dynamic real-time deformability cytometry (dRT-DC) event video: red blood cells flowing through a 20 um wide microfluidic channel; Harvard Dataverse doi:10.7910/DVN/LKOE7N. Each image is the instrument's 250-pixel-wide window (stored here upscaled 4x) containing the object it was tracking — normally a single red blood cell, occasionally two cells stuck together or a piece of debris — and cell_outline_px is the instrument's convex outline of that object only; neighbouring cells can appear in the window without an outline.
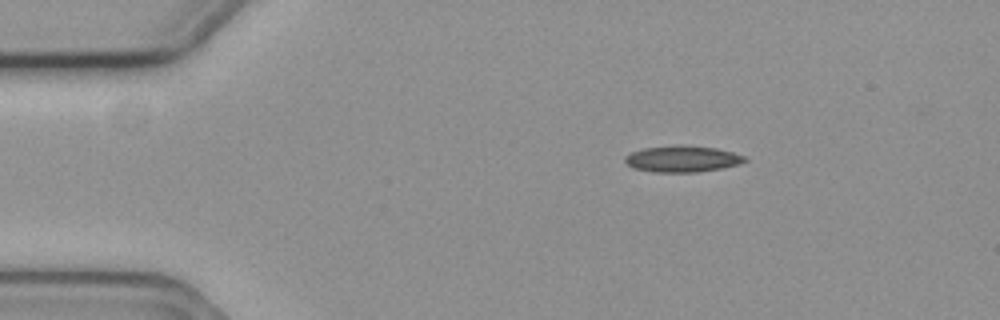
{"species": "common noctule bat (a hibernating species)", "species_latin": "Nyctalus noctula", "temperature_condition": "cold", "stored_images_in_passage": 3, "camera_frame_rate_fps": 3000, "um_per_image_px": 0.085, "animal": {"sex": "female", "body_mass_g": 19.3, "forearm_length_mm": 54.1}, "frame": {"image": 1, "passage_image": 2, "time_ms": 0.333, "image_size_px": [1000, 320], "cell_outline_px": [[748, 160], [740, 164], [720, 168], [696, 172], [656, 172], [632, 168], [624, 160], [624, 156], [632, 152], [644, 148], [716, 148], [748, 156]], "centroid_in_image_um": [58.03, 13.56], "position_along_channel_um": 27.0, "area_um2": 17.46}}